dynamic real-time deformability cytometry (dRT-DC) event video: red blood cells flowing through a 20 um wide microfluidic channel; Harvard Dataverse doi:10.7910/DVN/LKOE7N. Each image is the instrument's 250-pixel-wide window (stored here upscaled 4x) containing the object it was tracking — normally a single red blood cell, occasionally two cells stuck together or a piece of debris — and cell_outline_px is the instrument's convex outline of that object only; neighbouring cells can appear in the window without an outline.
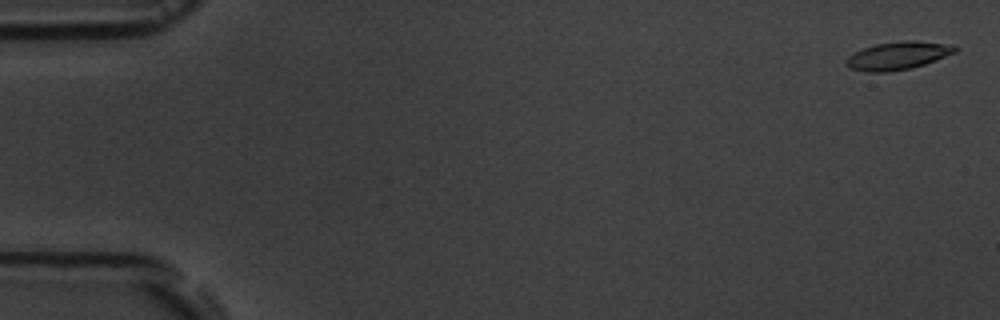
{"species": "common noctule bat (a hibernating species)", "species_latin": "Nyctalus noctula", "temperature_condition": "room temperature", "stored_images_in_passage": 6, "camera_frame_rate_fps": 3000, "um_per_image_px": 0.085, "animal": {"sex": "male", "body_mass_g": 19.5, "forearm_length_mm": 54.6}, "frame": {"image": 1, "passage_image": 1, "time_ms": 0.0, "image_size_px": [1000, 320], "cell_outline_px": [[956, 52], [936, 60], [912, 68], [888, 72], [864, 72], [848, 68], [844, 64], [844, 60], [848, 56], [864, 48], [876, 44], [904, 40], [916, 40], [952, 44], [956, 48]], "centroid_in_image_um": [76.29, 4.73], "position_along_channel_um": 8.7, "area_um2": 17.92}}
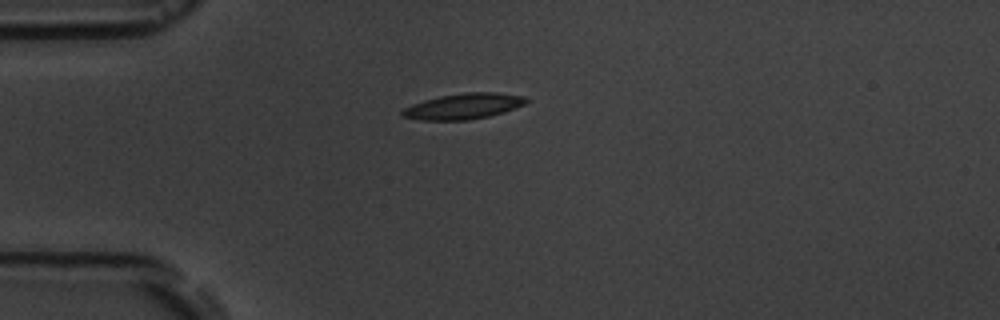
{"frame": {"image": 2, "passage_image": 4, "time_ms": 4.333, "image_size_px": [1000, 320], "cell_outline_px": [[528, 100], [524, 104], [516, 108], [504, 112], [488, 116], [468, 120], [420, 120], [400, 116], [400, 112], [404, 108], [412, 104], [424, 100], [440, 96], [464, 92], [496, 92], [524, 96]], "centroid_in_image_um": [39.38, 9.03], "position_along_channel_um": 45.6, "area_um2": 18.61}}
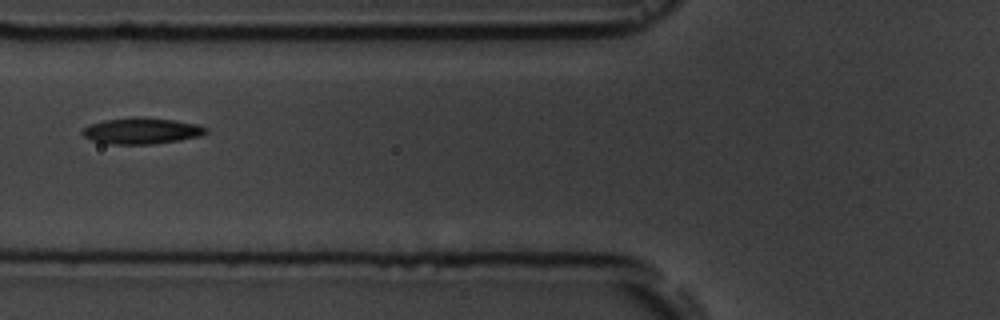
{"frame": {"image": 3, "passage_image": 6, "time_ms": 6.667, "image_size_px": [1000, 320], "cell_outline_px": [[208, 132], [200, 136], [180, 140], [152, 144], [112, 144], [92, 140], [84, 136], [80, 132], [84, 128], [92, 124], [104, 120], [132, 116], [144, 116], [176, 120], [196, 124], [208, 128]], "centroid_in_image_um": [12.06, 11.1], "position_along_channel_um": 113.7, "area_um2": 19.02}}